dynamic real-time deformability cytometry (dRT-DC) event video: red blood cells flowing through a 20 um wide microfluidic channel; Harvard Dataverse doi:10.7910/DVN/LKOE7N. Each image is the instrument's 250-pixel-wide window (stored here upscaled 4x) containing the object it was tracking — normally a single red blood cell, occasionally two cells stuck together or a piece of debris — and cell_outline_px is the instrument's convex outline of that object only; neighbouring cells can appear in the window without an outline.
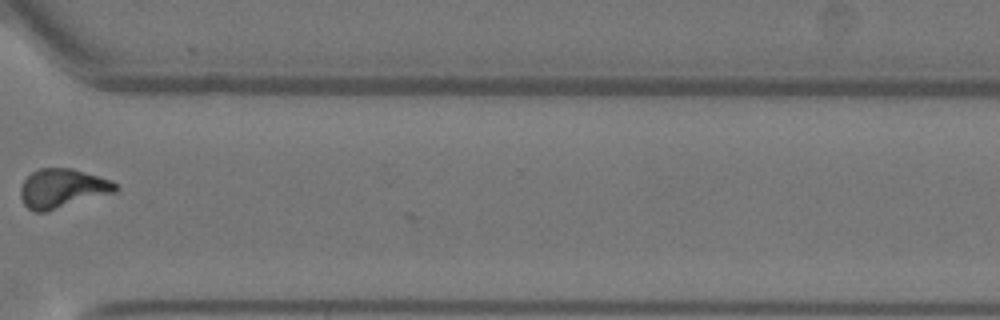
{"species": "Egyptian fruit bat (a non-hibernating species)", "species_latin": "Rousettus aegyptiacus", "temperature_condition": "warm", "stored_images_in_passage": 13, "camera_frame_rate_fps": 3000, "um_per_image_px": 0.085, "animal": {"sex": "female"}, "frame": {"image": 1, "passage_image": 11, "time_ms": 3.333, "image_size_px": [1000, 320], "cell_outline_px": [[120, 188], [116, 192], [44, 212], [36, 212], [28, 208], [24, 204], [20, 196], [20, 188], [24, 180], [32, 172], [40, 168], [72, 168], [112, 180]], "centroid_in_image_um": [5.31, 16.0], "position_along_channel_um": 365.3, "area_um2": 21.62}}